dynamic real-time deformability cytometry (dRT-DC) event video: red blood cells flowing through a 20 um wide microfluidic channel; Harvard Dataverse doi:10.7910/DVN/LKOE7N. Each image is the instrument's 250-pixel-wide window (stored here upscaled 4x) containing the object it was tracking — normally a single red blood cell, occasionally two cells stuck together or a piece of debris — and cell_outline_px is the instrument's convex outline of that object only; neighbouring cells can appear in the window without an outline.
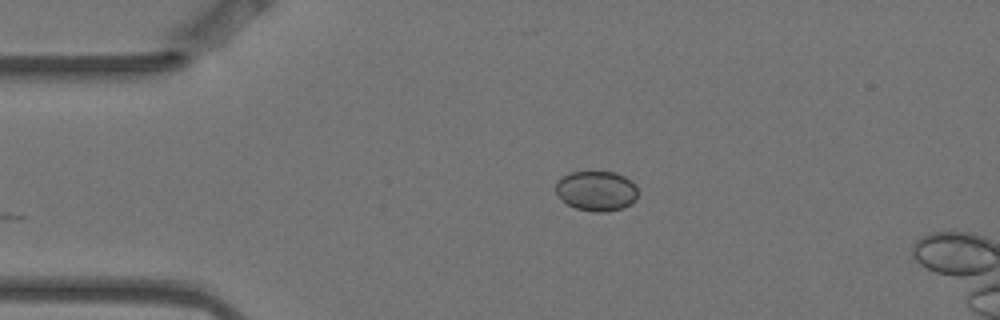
{"species": "Egyptian fruit bat (a non-hibernating species)", "species_latin": "Rousettus aegyptiacus", "temperature_condition": "warm", "stored_images_in_passage": 3, "camera_frame_rate_fps": 3000, "um_per_image_px": 0.085, "animal": {"sex": "female"}, "frame": {"image": 1, "passage_image": 3, "time_ms": 0.667, "image_size_px": [1000, 320], "cell_outline_px": [[636, 200], [624, 208], [604, 212], [592, 212], [576, 208], [568, 204], [556, 192], [556, 180], [572, 172], [616, 172], [632, 180], [636, 184]], "centroid_in_image_um": [50.72, 16.23], "position_along_channel_um": 34.3, "area_um2": 19.13}}